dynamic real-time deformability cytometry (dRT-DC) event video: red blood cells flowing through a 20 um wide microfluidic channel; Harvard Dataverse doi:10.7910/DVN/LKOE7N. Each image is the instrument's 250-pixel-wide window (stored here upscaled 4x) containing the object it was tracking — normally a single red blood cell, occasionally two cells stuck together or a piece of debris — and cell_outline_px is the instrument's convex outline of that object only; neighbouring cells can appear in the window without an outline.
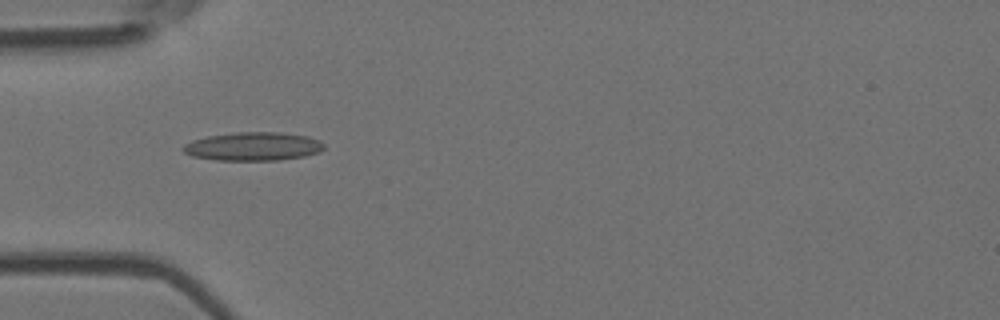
{"species": "Egyptian fruit bat (a non-hibernating species)", "species_latin": "Rousettus aegyptiacus", "temperature_condition": "room temperature", "stored_images_in_passage": 5, "camera_frame_rate_fps": 3000, "um_per_image_px": 0.085, "animal": {"sex": "female"}, "frame": {"image": 1, "passage_image": 1, "time_ms": 0.0, "image_size_px": [1000, 320], "cell_outline_px": [[324, 148], [320, 152], [304, 156], [276, 160], [216, 160], [192, 156], [184, 152], [180, 148], [184, 144], [192, 140], [208, 136], [236, 132], [280, 132], [308, 136], [320, 140], [324, 144]], "centroid_in_image_um": [21.51, 12.44], "position_along_channel_um": 63.5, "area_um2": 23.47}}